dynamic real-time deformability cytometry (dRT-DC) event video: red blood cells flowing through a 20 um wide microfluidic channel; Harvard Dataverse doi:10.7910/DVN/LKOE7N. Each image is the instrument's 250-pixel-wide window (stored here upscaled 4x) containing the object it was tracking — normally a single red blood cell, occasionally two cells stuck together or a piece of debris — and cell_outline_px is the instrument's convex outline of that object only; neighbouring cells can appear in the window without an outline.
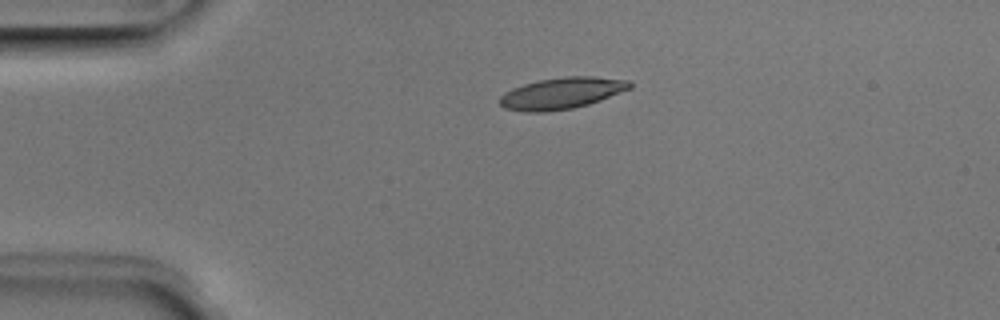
{"species": "Egyptian fruit bat (a non-hibernating species)", "species_latin": "Rousettus aegyptiacus", "temperature_condition": "room temperature", "stored_images_in_passage": 4, "camera_frame_rate_fps": 3000, "um_per_image_px": 0.085, "animal": {"sex": "male"}, "frame": {"image": 1, "passage_image": 3, "time_ms": 0.667, "image_size_px": [1000, 320], "cell_outline_px": [[632, 88], [600, 100], [588, 104], [572, 108], [544, 112], [524, 112], [504, 108], [500, 104], [500, 96], [504, 92], [512, 88], [524, 84], [540, 80], [568, 76], [592, 76], [628, 80], [632, 84]], "centroid_in_image_um": [47.73, 7.92], "position_along_channel_um": 37.3, "area_um2": 23.76}}